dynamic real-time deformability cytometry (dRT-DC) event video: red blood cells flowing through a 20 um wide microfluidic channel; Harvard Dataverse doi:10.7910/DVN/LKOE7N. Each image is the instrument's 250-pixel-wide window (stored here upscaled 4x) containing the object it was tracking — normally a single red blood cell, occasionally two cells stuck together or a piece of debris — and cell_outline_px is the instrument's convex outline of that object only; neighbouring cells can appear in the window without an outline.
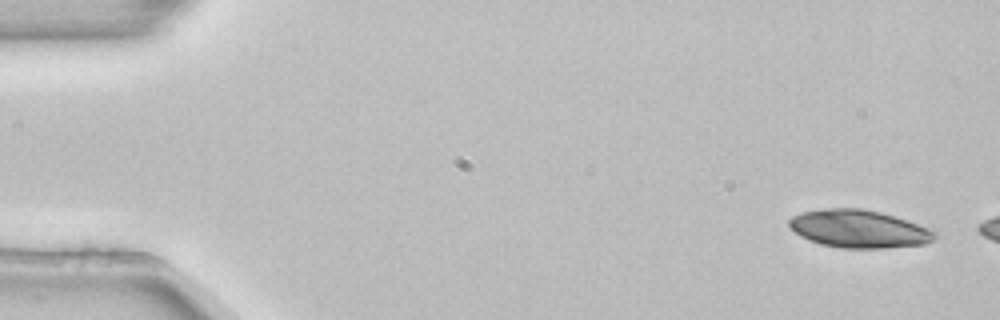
{"species": "common noctule bat (a hibernating species)", "species_latin": "Nyctalus noctula", "temperature_condition": "room temperature", "stored_images_in_passage": 3, "camera_frame_rate_fps": 3000, "um_per_image_px": 0.085, "animal": {"sex": "female", "body_mass_g": 22.7, "forearm_length_mm": 54.2}, "frame": {"image": 1, "passage_image": 1, "time_ms": 0.0, "image_size_px": [1000, 320], "cell_outline_px": [[936, 236], [932, 240], [924, 244], [884, 248], [840, 248], [820, 244], [800, 236], [788, 224], [788, 220], [792, 216], [800, 212], [828, 208], [860, 208], [880, 212], [928, 228], [936, 232]], "centroid_in_image_um": [72.96, 19.45], "position_along_channel_um": 12.0, "area_um2": 31.79}}